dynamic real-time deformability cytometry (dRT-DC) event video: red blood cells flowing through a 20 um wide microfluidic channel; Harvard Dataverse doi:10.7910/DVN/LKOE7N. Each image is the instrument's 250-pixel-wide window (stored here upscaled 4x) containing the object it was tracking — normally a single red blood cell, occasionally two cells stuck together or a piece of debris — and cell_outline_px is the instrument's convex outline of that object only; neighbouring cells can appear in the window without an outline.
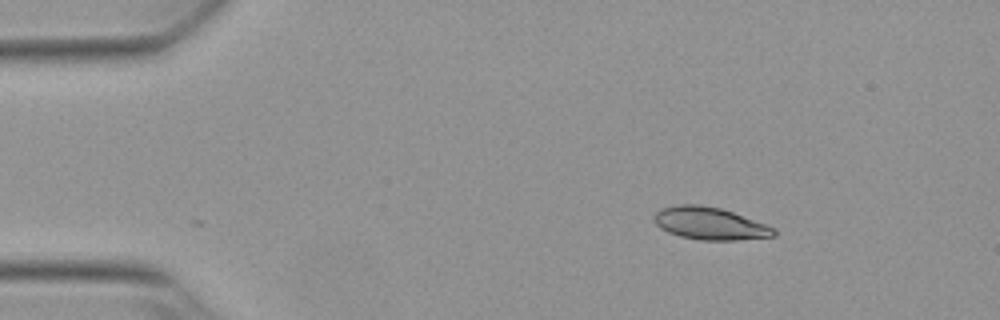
{"species": "Egyptian fruit bat (a non-hibernating species)", "species_latin": "Rousettus aegyptiacus", "temperature_condition": "warm", "stored_images_in_passage": 2, "camera_frame_rate_fps": 3000, "um_per_image_px": 0.085, "animal": {"sex": "female"}, "frame": {"image": 1, "passage_image": 1, "time_ms": 0.0, "image_size_px": [1000, 320], "cell_outline_px": [[776, 236], [736, 240], [700, 240], [680, 236], [668, 232], [660, 228], [652, 220], [652, 216], [660, 208], [676, 204], [700, 204], [720, 208], [732, 212], [776, 228]], "centroid_in_image_um": [60.29, 18.99], "position_along_channel_um": 24.7, "area_um2": 22.77}}